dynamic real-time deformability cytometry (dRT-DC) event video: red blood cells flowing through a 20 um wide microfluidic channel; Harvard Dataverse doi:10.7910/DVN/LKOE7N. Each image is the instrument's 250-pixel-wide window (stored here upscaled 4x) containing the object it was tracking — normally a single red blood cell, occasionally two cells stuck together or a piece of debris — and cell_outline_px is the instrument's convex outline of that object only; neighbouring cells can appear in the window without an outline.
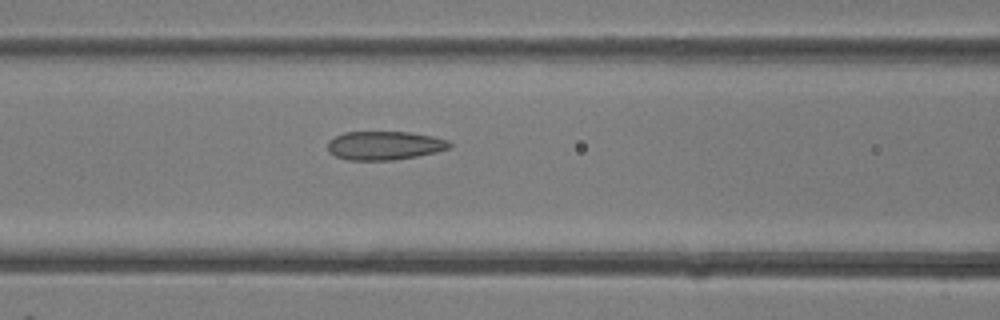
{"species": "common noctule bat (a hibernating species)", "species_latin": "Nyctalus noctula", "temperature_condition": "room temperature", "stored_images_in_passage": 17, "camera_frame_rate_fps": 3000, "um_per_image_px": 0.085, "animal": {"sex": "female"}, "frame": {"image": 1, "passage_image": 16, "time_ms": 5.0, "image_size_px": [1000, 320], "cell_outline_px": [[452, 148], [436, 152], [416, 156], [392, 160], [348, 160], [336, 156], [328, 152], [328, 140], [344, 132], [408, 132], [432, 136], [448, 140], [452, 144]], "centroid_in_image_um": [32.69, 12.37], "position_along_channel_um": 133.9, "area_um2": 20.4}}